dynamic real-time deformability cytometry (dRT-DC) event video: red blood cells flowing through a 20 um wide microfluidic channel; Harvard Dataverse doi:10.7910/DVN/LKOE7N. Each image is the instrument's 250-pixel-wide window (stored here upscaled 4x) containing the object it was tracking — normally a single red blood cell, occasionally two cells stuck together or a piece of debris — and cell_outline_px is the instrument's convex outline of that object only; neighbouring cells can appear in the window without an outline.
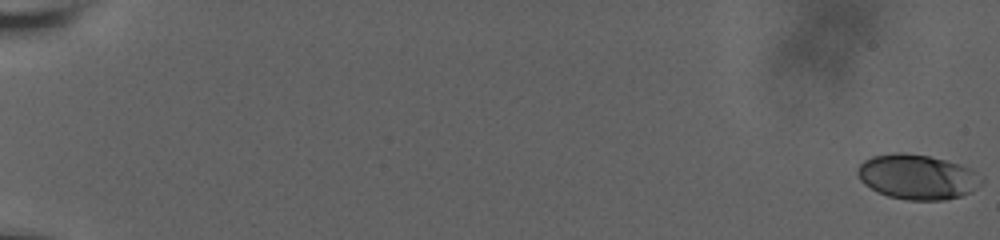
{"species": "human", "species_latin": "Homo sapiens", "temperature_condition": "room temperature", "stored_images_in_passage": 16, "camera_frame_rate_fps": 3000, "um_per_image_px": 0.085, "donor": {"sex": "male"}, "frame": {"image": 1, "passage_image": 1, "time_ms": 0.0, "image_size_px": [1000, 240], "cell_outline_px": [[984, 184], [960, 196], [944, 200], [908, 200], [888, 196], [864, 184], [860, 180], [856, 172], [860, 164], [864, 160], [872, 156], [892, 152], [900, 152], [928, 156], [960, 164], [972, 168], [984, 180]], "centroid_in_image_um": [77.98, 15.03], "position_along_channel_um": 7.0, "area_um2": 32.43}}
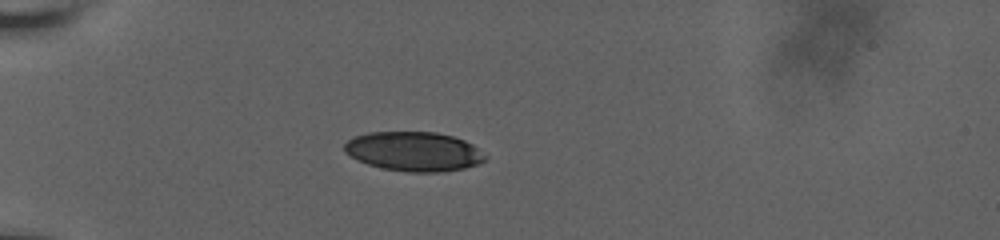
{"frame": {"image": 2, "passage_image": 14, "time_ms": 6.667, "image_size_px": [1000, 240], "cell_outline_px": [[488, 156], [484, 160], [476, 164], [464, 168], [440, 172], [408, 172], [380, 168], [368, 164], [344, 152], [344, 144], [352, 136], [368, 132], [436, 132], [452, 136], [464, 140], [472, 144]], "centroid_in_image_um": [35.16, 12.87], "position_along_channel_um": 49.8, "area_um2": 32.31}}
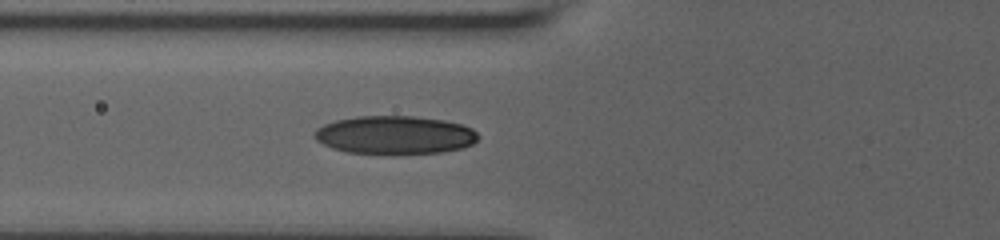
{"frame": {"image": 3, "passage_image": 16, "time_ms": 8.667, "image_size_px": [1000, 240], "cell_outline_px": [[480, 136], [472, 144], [464, 148], [440, 152], [396, 156], [348, 152], [332, 148], [316, 140], [312, 136], [316, 128], [324, 124], [336, 120], [356, 116], [412, 116], [444, 120], [460, 124], [472, 128]], "centroid_in_image_um": [33.55, 11.5], "position_along_channel_um": 92.3, "area_um2": 37.28}}